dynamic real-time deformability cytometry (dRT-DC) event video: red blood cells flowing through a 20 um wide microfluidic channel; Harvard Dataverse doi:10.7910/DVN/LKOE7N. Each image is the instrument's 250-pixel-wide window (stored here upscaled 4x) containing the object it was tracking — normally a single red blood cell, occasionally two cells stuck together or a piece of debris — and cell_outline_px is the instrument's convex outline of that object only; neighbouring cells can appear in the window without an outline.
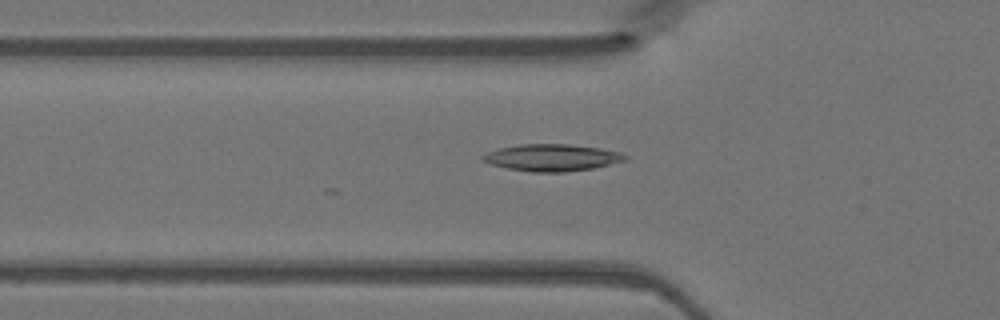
{"species": "Egyptian fruit bat (a non-hibernating species)", "species_latin": "Rousettus aegyptiacus", "temperature_condition": "warm", "stored_images_in_passage": 48, "camera_frame_rate_fps": 3000, "um_per_image_px": 0.085, "animal": {"sex": "female"}, "frame": {"image": 1, "passage_image": 16, "time_ms": 5.0, "image_size_px": [1000, 320], "cell_outline_px": [[628, 160], [592, 168], [564, 172], [532, 172], [508, 168], [492, 164], [484, 160], [480, 156], [496, 148], [520, 144], [572, 144], [600, 148], [620, 152], [628, 156]], "centroid_in_image_um": [46.93, 13.38], "position_along_channel_um": 78.9, "area_um2": 22.31}}
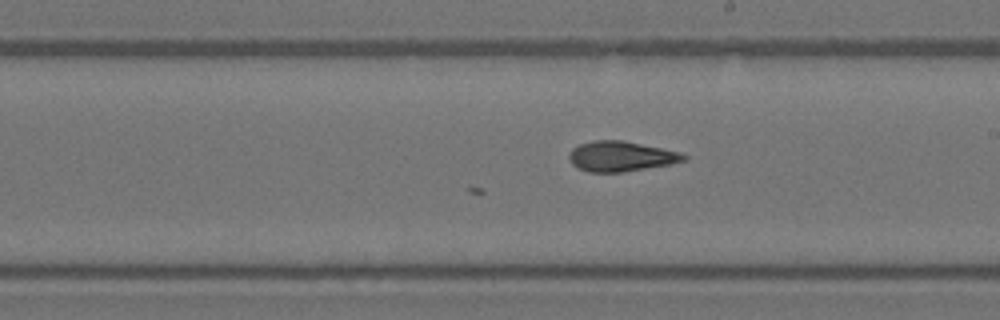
{"frame": {"image": 2, "passage_image": 27, "time_ms": 8.667, "image_size_px": [1000, 320], "cell_outline_px": [[688, 160], [672, 164], [624, 172], [588, 172], [576, 168], [572, 164], [568, 156], [572, 148], [580, 144], [592, 140], [624, 140], [680, 152], [688, 156]], "centroid_in_image_um": [52.79, 13.29], "position_along_channel_um": 236.2, "area_um2": 20.4}}
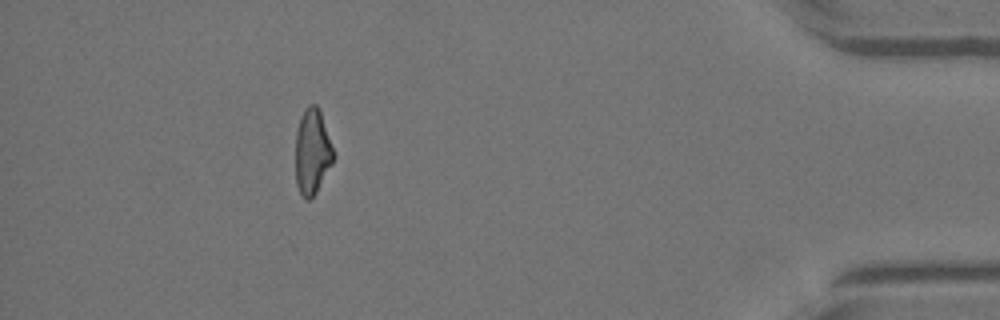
{"frame": {"image": 3, "passage_image": 43, "time_ms": 14.0, "image_size_px": [1000, 320], "cell_outline_px": [[332, 164], [316, 192], [308, 200], [304, 200], [296, 184], [296, 132], [300, 116], [304, 108], [308, 104], [316, 104], [320, 112], [332, 148]], "centroid_in_image_um": [26.5, 12.89], "position_along_channel_um": 408.7, "area_um2": 18.5}}